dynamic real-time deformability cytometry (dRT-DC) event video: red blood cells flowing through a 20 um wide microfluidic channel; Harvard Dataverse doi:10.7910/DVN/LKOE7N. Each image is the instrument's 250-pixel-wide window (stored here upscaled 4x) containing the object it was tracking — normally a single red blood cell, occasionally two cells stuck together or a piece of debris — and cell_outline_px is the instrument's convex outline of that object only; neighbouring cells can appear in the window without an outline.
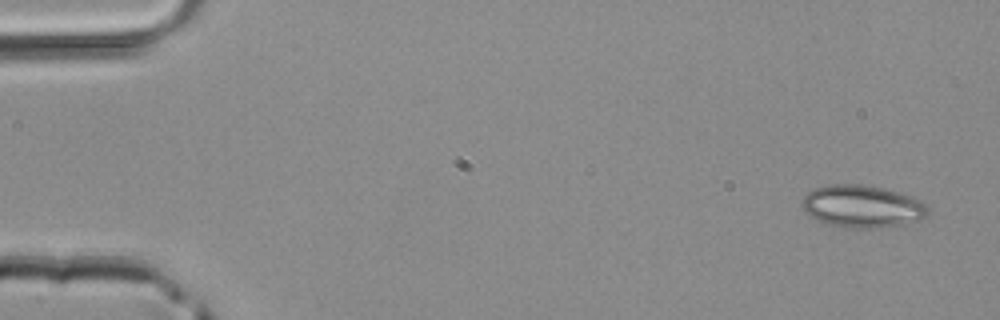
{"species": "common noctule bat (a hibernating species)", "species_latin": "Nyctalus noctula", "temperature_condition": "room temperature", "stored_images_in_passage": 4, "camera_frame_rate_fps": 3000, "um_per_image_px": 0.085, "animal": {"sex": "male", "body_mass_g": 20.4}, "frame": {"image": 1, "passage_image": 1, "time_ms": 0.0, "image_size_px": [1000, 320], "cell_outline_px": [[928, 212], [920, 220], [880, 228], [844, 228], [824, 224], [816, 220], [804, 212], [800, 204], [800, 200], [812, 188], [828, 184], [864, 184], [884, 188], [912, 196], [920, 200], [928, 208]], "centroid_in_image_um": [73.21, 17.54], "position_along_channel_um": 11.8, "area_um2": 31.62}}